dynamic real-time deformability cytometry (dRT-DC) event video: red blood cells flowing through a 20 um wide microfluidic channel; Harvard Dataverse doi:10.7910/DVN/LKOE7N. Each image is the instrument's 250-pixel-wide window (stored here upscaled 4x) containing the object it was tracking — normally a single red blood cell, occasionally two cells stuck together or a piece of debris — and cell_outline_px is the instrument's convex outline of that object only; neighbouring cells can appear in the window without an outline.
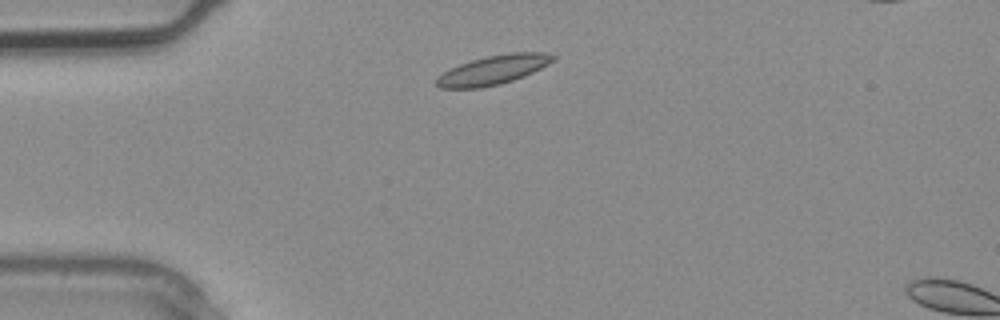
{"species": "common noctule bat (a hibernating species)", "species_latin": "Nyctalus noctula", "temperature_condition": "warm", "stored_images_in_passage": 2, "camera_frame_rate_fps": 3000, "um_per_image_px": 0.085, "animal": {"sex": "male", "body_mass_g": 20.4}, "frame": {"image": 1, "passage_image": 1, "time_ms": 0.0, "image_size_px": [1000, 320], "cell_outline_px": [[556, 60], [524, 76], [500, 84], [480, 88], [440, 88], [436, 84], [436, 76], [460, 64], [472, 60], [488, 56], [512, 52], [544, 52], [556, 56]], "centroid_in_image_um": [41.94, 5.94], "position_along_channel_um": 43.1, "area_um2": 19.65}}